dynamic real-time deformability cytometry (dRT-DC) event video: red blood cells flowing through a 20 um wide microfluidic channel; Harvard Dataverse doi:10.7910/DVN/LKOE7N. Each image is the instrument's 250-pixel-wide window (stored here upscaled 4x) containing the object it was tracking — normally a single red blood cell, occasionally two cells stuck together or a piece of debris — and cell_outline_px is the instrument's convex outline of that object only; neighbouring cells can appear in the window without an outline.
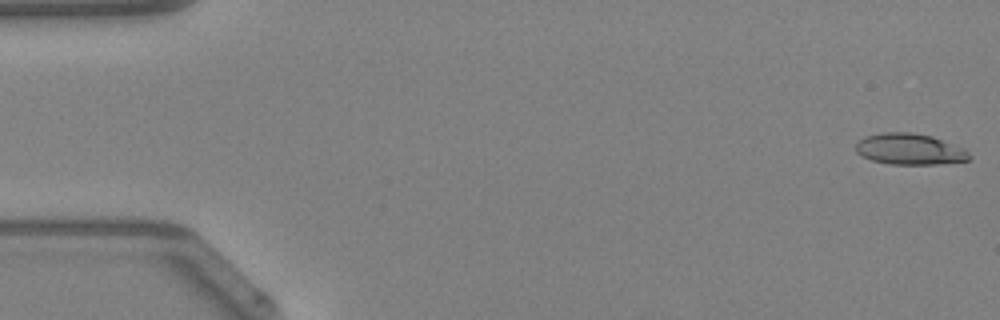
{"species": "Egyptian fruit bat (a non-hibernating species)", "species_latin": "Rousettus aegyptiacus", "temperature_condition": "warm", "stored_images_in_passage": 48, "camera_frame_rate_fps": 3000, "um_per_image_px": 0.085, "animal": {"sex": "female"}, "frame": {"image": 1, "passage_image": 1, "time_ms": 0.0, "image_size_px": [1000, 320], "cell_outline_px": [[972, 156], [968, 160], [936, 164], [888, 164], [872, 160], [860, 156], [856, 152], [856, 144], [864, 136], [880, 132], [908, 132], [932, 136], [964, 148]], "centroid_in_image_um": [77.29, 12.67], "position_along_channel_um": 7.7, "area_um2": 20.63}}
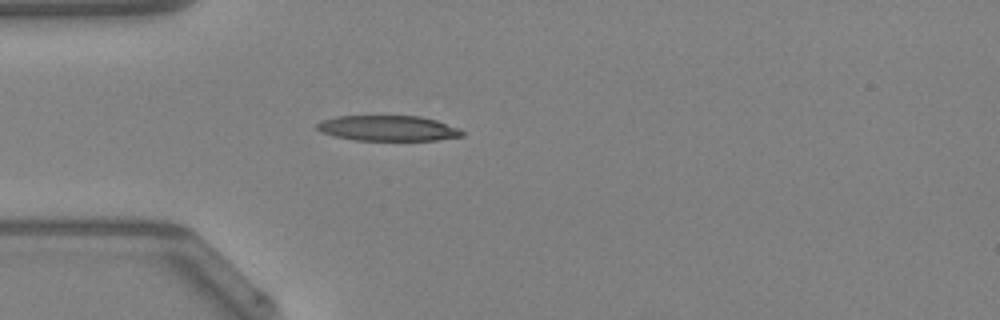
{"frame": {"image": 2, "passage_image": 14, "time_ms": 4.333, "image_size_px": [1000, 320], "cell_outline_px": [[464, 136], [436, 140], [356, 140], [336, 136], [320, 132], [316, 128], [316, 124], [324, 120], [336, 116], [420, 116], [436, 120], [460, 128], [464, 132]], "centroid_in_image_um": [33.01, 10.9], "position_along_channel_um": 52.0, "area_um2": 21.44}}
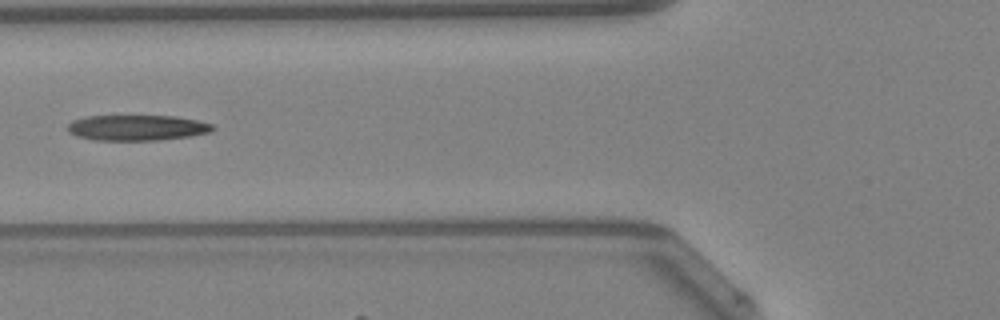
{"frame": {"image": 3, "passage_image": 19, "time_ms": 6.0, "image_size_px": [1000, 320], "cell_outline_px": [[216, 128], [208, 132], [192, 136], [156, 140], [96, 140], [76, 136], [68, 132], [68, 124], [72, 120], [84, 116], [176, 116], [196, 120], [212, 124]], "centroid_in_image_um": [11.62, 10.85], "position_along_channel_um": 114.2, "area_um2": 21.62}, "authors_computed_cell_mechanics": {"area_um2": 21.5883, "velocity_mm_per_s": 4.2801, "shape_relaxation_time_tau1_ms": null, "shape_relaxation_time_tau2_ms": 5.9185, "deformation_change_tau1": null, "deformation_change_tau2": 0.2176}}